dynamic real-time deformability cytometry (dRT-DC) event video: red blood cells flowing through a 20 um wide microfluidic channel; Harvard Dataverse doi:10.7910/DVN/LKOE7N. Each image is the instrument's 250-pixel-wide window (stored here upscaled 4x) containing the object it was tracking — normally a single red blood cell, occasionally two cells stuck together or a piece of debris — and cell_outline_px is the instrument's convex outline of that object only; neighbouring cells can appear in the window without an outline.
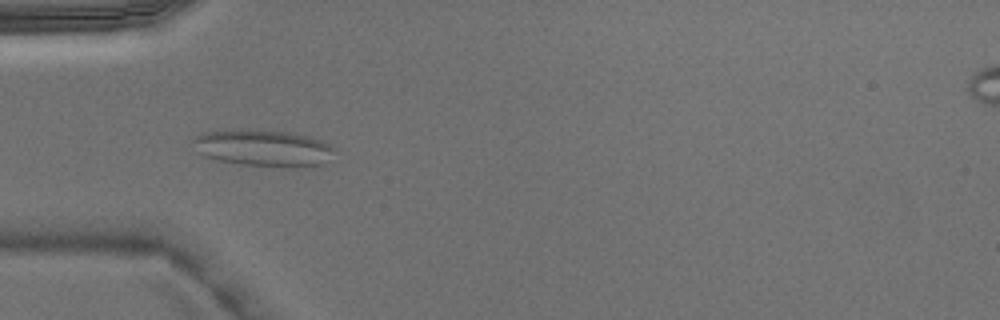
{"species": "Egyptian fruit bat (a non-hibernating species)", "species_latin": "Rousettus aegyptiacus", "temperature_condition": "warm", "stored_images_in_passage": 4, "camera_frame_rate_fps": 3000, "um_per_image_px": 0.085, "animal": {"sex": "male"}, "frame": {"image": 1, "passage_image": 4, "time_ms": 1.0, "image_size_px": [1000, 320], "cell_outline_px": [[336, 148], [324, 164], [312, 168], [284, 168], [244, 164], [220, 160], [204, 156], [196, 152], [192, 140], [200, 132], [232, 128], [240, 128], [288, 132], [308, 136], [320, 140]], "centroid_in_image_um": [22.37, 12.58], "position_along_channel_um": 62.6, "area_um2": 30.98}}